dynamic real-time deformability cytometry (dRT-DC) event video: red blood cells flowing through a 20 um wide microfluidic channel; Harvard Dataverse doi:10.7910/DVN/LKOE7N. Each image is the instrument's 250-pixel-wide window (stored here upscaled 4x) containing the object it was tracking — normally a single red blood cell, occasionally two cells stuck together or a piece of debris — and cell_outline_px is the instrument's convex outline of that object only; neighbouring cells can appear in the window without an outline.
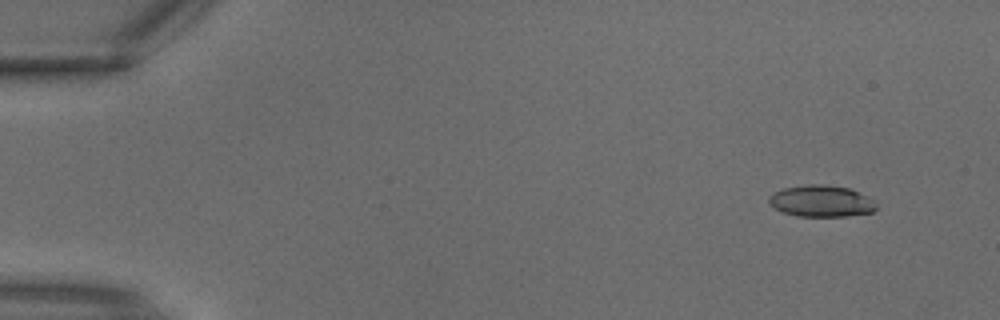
{"species": "common noctule bat (a hibernating species)", "species_latin": "Nyctalus noctula", "temperature_condition": "warm", "stored_images_in_passage": 3, "camera_frame_rate_fps": 3000, "um_per_image_px": 0.085, "animal": {"sex": "male", "body_mass_g": 18.8}, "frame": {"image": 1, "passage_image": 1, "time_ms": 0.0, "image_size_px": [1000, 320], "cell_outline_px": [[876, 208], [872, 212], [844, 216], [796, 216], [784, 212], [776, 208], [768, 200], [768, 196], [772, 192], [784, 188], [808, 184], [824, 184], [848, 188], [868, 196], [876, 204]], "centroid_in_image_um": [69.79, 17.08], "position_along_channel_um": 15.2, "area_um2": 19.59}}
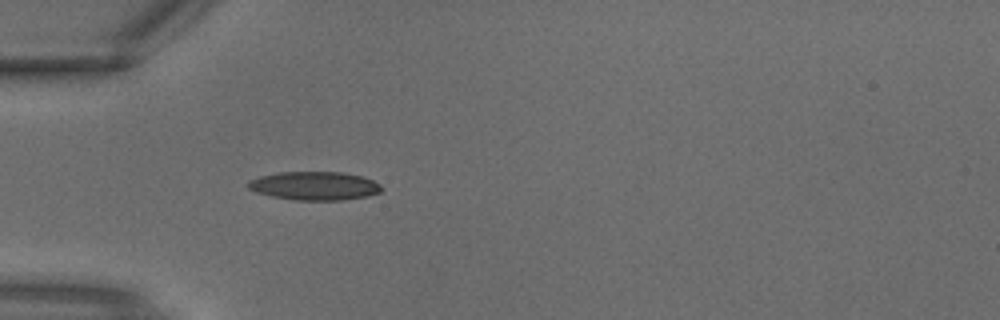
{"frame": {"image": 2, "passage_image": 3, "time_ms": 0.667, "image_size_px": [1000, 320], "cell_outline_px": [[384, 188], [380, 192], [368, 196], [340, 200], [296, 200], [272, 196], [256, 192], [248, 188], [244, 184], [248, 180], [260, 176], [276, 172], [344, 172], [364, 176], [380, 184]], "centroid_in_image_um": [26.72, 15.78], "position_along_channel_um": 58.3, "area_um2": 22.43}}